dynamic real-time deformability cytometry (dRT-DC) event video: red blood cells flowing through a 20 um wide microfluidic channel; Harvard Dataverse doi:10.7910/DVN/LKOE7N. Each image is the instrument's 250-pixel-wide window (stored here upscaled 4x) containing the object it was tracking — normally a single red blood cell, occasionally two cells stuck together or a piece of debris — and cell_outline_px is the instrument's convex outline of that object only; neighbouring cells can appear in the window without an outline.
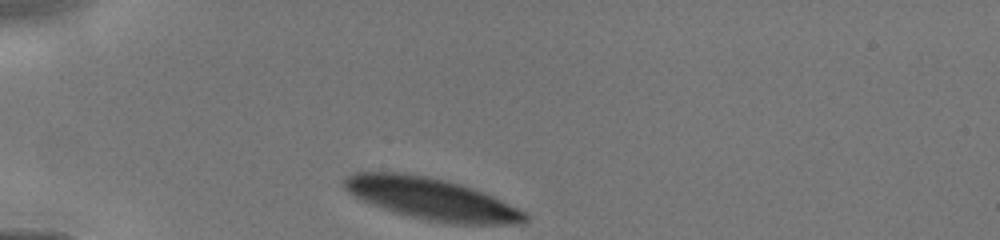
{"species": "human", "species_latin": "Homo sapiens", "temperature_condition": "cold", "stored_images_in_passage": 5, "camera_frame_rate_fps": 3000, "um_per_image_px": 0.085, "donor": {"sex": "male"}, "frame": {"image": 1, "passage_image": 1, "time_ms": 0.0, "image_size_px": [1000, 240], "cell_outline_px": [[528, 220], [524, 224], [444, 224], [380, 208], [360, 200], [348, 192], [344, 188], [344, 180], [348, 176], [356, 172], [400, 172], [428, 176], [460, 184], [472, 188], [492, 196], [528, 212]], "centroid_in_image_um": [36.71, 16.92], "position_along_channel_um": 48.3, "area_um2": 44.1}}
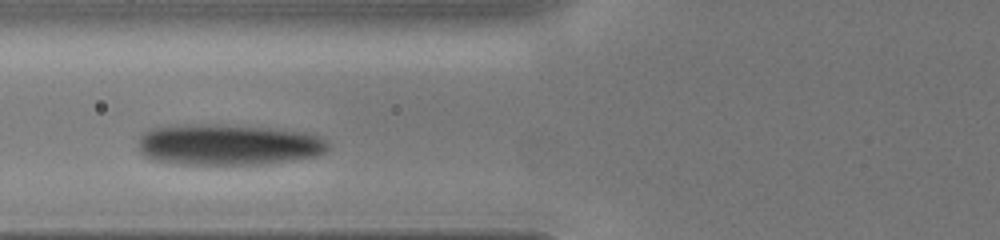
{"frame": {"image": 2, "passage_image": 4, "time_ms": 2.0, "image_size_px": [1000, 240], "cell_outline_px": [[332, 144], [328, 152], [316, 156], [268, 164], [172, 164], [152, 160], [144, 156], [140, 152], [140, 136], [144, 132], [152, 128], [184, 124], [216, 124], [272, 128], [304, 132], [316, 136]], "centroid_in_image_um": [19.41, 12.3], "position_along_channel_um": 106.4, "area_um2": 45.84}}